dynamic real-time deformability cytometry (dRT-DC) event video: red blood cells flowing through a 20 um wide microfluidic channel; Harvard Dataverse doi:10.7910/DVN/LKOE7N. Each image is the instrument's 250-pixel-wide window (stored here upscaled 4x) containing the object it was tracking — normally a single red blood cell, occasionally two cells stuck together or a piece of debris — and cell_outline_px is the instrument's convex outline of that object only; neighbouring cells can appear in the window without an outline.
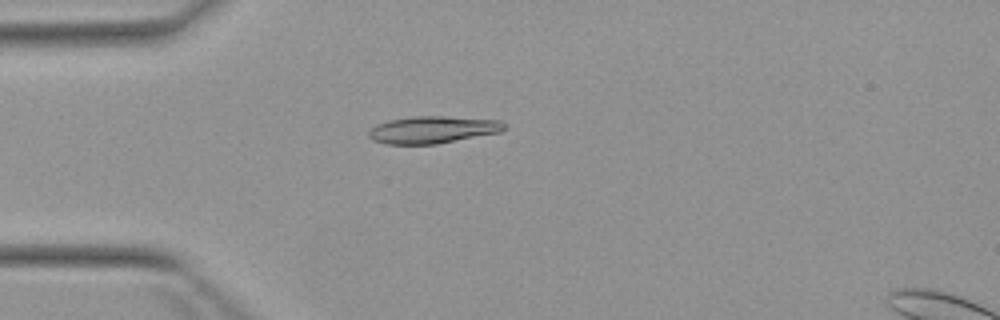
{"species": "Egyptian fruit bat (a non-hibernating species)", "species_latin": "Rousettus aegyptiacus", "temperature_condition": "warm", "stored_images_in_passage": 3, "camera_frame_rate_fps": 3000, "um_per_image_px": 0.085, "animal": {"sex": "female"}, "frame": {"image": 1, "passage_image": 2, "time_ms": 1.667, "image_size_px": [1000, 320], "cell_outline_px": [[504, 128], [500, 132], [436, 144], [388, 144], [372, 140], [368, 136], [368, 132], [376, 124], [388, 120], [412, 116], [444, 116], [500, 120], [504, 124]], "centroid_in_image_um": [36.74, 11.02], "position_along_channel_um": 48.3, "area_um2": 21.39}}